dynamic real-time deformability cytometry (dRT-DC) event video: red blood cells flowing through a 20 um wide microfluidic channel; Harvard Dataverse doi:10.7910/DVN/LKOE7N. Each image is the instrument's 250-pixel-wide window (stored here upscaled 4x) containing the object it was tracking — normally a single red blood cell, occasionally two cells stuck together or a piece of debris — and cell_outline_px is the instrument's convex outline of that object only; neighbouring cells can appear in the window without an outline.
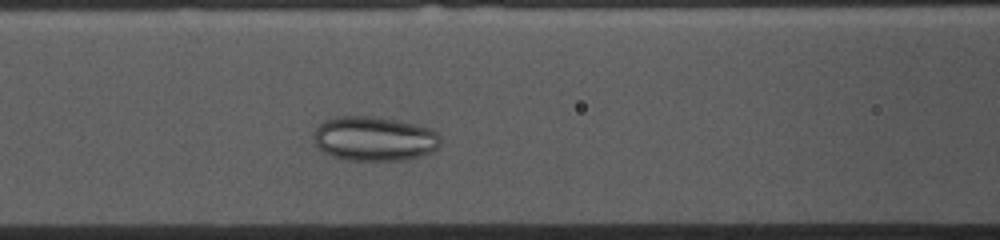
{"species": "common noctule bat (a hibernating species)", "species_latin": "Nyctalus noctula", "temperature_condition": "cold", "stored_images_in_passage": 35, "camera_frame_rate_fps": 3000, "um_per_image_px": 0.085, "animal": {"sex": "female", "body_mass_g": 10.0, "forearm_length_mm": 53.1}, "frame": {"image": 1, "passage_image": 13, "time_ms": 4.0, "image_size_px": [1000, 240], "cell_outline_px": [[440, 144], [432, 152], [424, 156], [404, 160], [340, 160], [324, 152], [316, 144], [312, 136], [316, 128], [324, 120], [336, 116], [368, 116], [396, 120], [432, 128], [440, 136]], "centroid_in_image_um": [31.81, 11.8], "position_along_channel_um": 134.8, "area_um2": 33.12}}
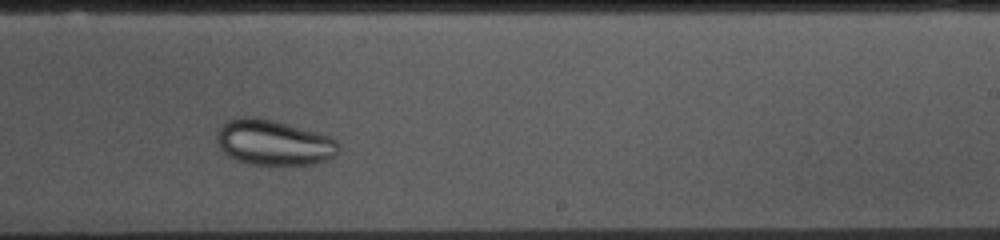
{"frame": {"image": 2, "passage_image": 24, "time_ms": 7.667, "image_size_px": [1000, 240], "cell_outline_px": [[340, 148], [336, 156], [328, 160], [312, 164], [248, 164], [236, 160], [228, 156], [220, 148], [216, 136], [220, 128], [228, 120], [240, 116], [256, 116], [272, 120], [316, 132], [328, 136], [336, 140], [340, 144]], "centroid_in_image_um": [23.27, 12.12], "position_along_channel_um": 265.7, "area_um2": 32.14}}
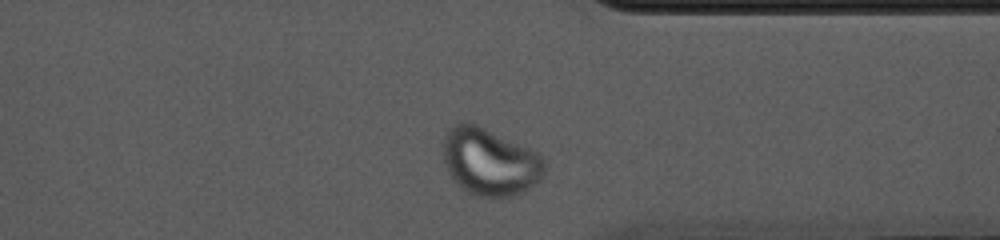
{"frame": {"image": 3, "passage_image": 33, "time_ms": 10.667, "image_size_px": [1000, 240], "cell_outline_px": [[544, 176], [540, 180], [524, 192], [516, 196], [476, 196], [460, 188], [456, 184], [448, 172], [444, 164], [444, 136], [448, 128], [452, 124], [464, 120], [468, 120], [528, 148], [536, 152], [544, 160]], "centroid_in_image_um": [41.6, 13.74], "position_along_channel_um": 369.8, "area_um2": 39.94}}